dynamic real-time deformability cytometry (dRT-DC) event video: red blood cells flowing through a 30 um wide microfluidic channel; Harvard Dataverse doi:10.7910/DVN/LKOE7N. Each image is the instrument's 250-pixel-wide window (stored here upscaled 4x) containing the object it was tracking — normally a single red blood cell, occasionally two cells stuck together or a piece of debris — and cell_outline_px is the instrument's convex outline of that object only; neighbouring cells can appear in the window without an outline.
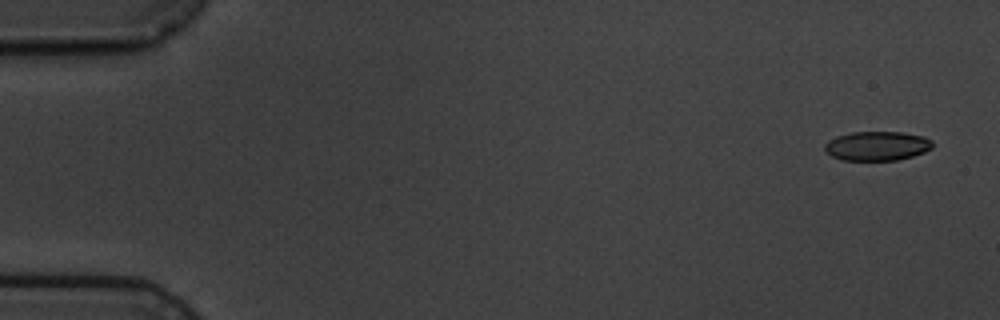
{"species": "common noctule bat (a hibernating species)", "species_latin": "Nyctalus noctula", "temperature_condition": "cold", "stored_images_in_passage": 5, "camera_frame_rate_fps": 3000, "um_per_image_px": 0.085, "animal": {"sex": "male", "body_mass_g": 19.5, "forearm_length_mm": 54.6}, "frame": {"image": 1, "passage_image": 1, "time_ms": 0.0, "image_size_px": [1000, 320], "cell_outline_px": [[932, 148], [924, 152], [912, 156], [896, 160], [840, 160], [832, 156], [824, 148], [824, 144], [828, 140], [836, 136], [852, 132], [900, 132], [924, 136], [932, 140]], "centroid_in_image_um": [74.54, 12.4], "position_along_channel_um": 10.5, "area_um2": 18.38}}
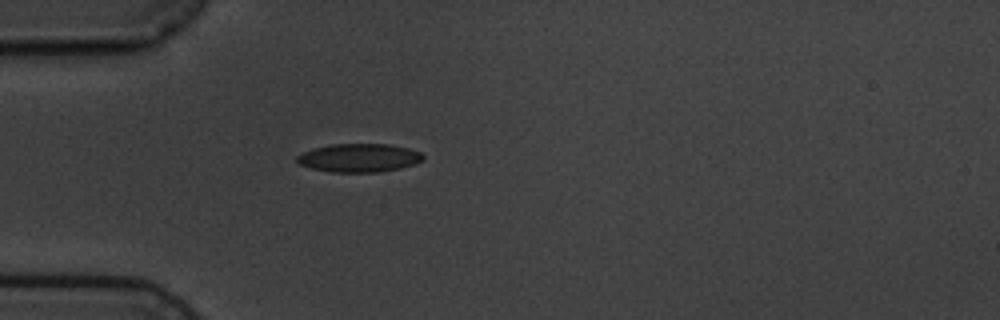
{"frame": {"image": 2, "passage_image": 5, "time_ms": 4.667, "image_size_px": [1000, 320], "cell_outline_px": [[424, 160], [416, 164], [400, 168], [380, 172], [332, 172], [312, 168], [300, 164], [296, 160], [296, 156], [312, 148], [332, 144], [388, 144], [408, 148], [420, 152], [424, 156]], "centroid_in_image_um": [30.55, 13.41], "position_along_channel_um": 54.5, "area_um2": 20.92}}